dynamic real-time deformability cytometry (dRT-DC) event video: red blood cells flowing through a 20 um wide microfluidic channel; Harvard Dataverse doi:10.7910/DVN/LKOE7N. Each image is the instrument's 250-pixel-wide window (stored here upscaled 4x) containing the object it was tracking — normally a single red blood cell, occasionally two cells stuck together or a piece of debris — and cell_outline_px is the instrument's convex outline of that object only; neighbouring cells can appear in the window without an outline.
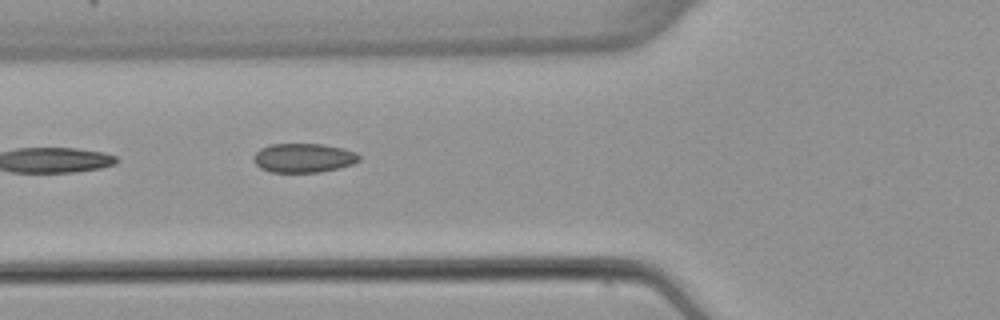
{"species": "common noctule bat (a hibernating species)", "species_latin": "Nyctalus noctula", "temperature_condition": "warm", "stored_images_in_passage": 2, "camera_frame_rate_fps": 3000, "um_per_image_px": 0.085, "animal": {"sex": "female", "body_mass_g": 22.7, "forearm_length_mm": 54.2}, "frame": {"image": 1, "passage_image": 2, "time_ms": 1.333, "image_size_px": [1000, 320], "cell_outline_px": [[360, 160], [352, 164], [340, 168], [320, 172], [272, 172], [260, 168], [252, 160], [252, 156], [260, 148], [272, 144], [324, 144], [344, 148], [356, 152], [360, 156]], "centroid_in_image_um": [25.8, 13.42], "position_along_channel_um": 100.0, "area_um2": 18.09}}